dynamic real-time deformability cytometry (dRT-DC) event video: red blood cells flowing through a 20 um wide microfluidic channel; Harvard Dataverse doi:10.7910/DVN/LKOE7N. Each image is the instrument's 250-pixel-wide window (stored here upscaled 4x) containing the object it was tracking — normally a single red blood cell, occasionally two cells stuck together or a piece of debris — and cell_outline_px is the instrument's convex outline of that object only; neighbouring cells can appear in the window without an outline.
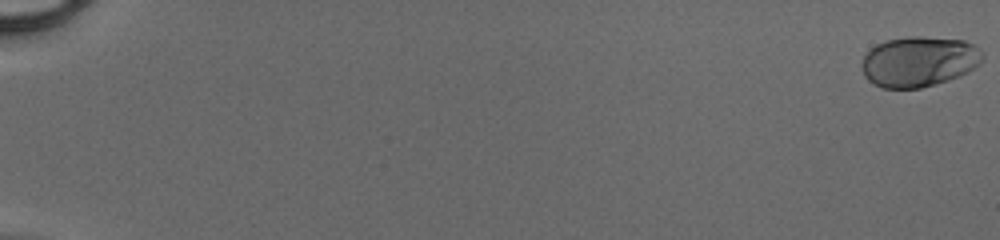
{"species": "human", "species_latin": "Homo sapiens", "temperature_condition": "cold", "stored_images_in_passage": 50, "camera_frame_rate_fps": 3000, "um_per_image_px": 0.085, "donor": {"sex": "male"}, "frame": {"image": 1, "passage_image": 1, "time_ms": 0.0, "image_size_px": [1000, 240], "cell_outline_px": [[984, 60], [980, 64], [968, 72], [960, 76], [948, 80], [920, 88], [884, 88], [872, 84], [864, 76], [860, 64], [864, 56], [876, 44], [888, 40], [912, 36], [920, 36], [964, 40], [980, 48], [984, 56]], "centroid_in_image_um": [78.12, 5.23], "position_along_channel_um": 6.9, "area_um2": 35.66}}
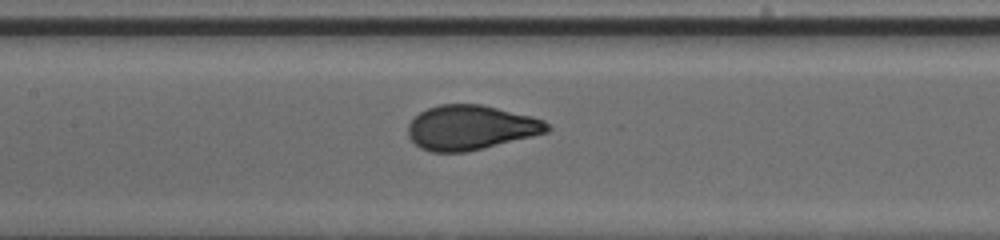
{"frame": {"image": 2, "passage_image": 27, "time_ms": 8.667, "image_size_px": [1000, 240], "cell_outline_px": [[552, 128], [548, 132], [532, 136], [464, 152], [432, 152], [420, 148], [408, 136], [408, 124], [420, 112], [428, 108], [440, 104], [480, 104], [532, 116], [544, 120]], "centroid_in_image_um": [40.0, 10.83], "position_along_channel_um": 167.4, "area_um2": 35.89}}
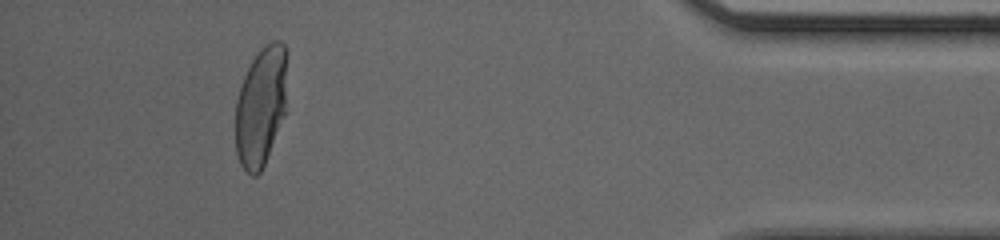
{"frame": {"image": 3, "passage_image": 47, "time_ms": 15.333, "image_size_px": [1000, 240], "cell_outline_px": [[288, 112], [264, 164], [260, 172], [256, 176], [252, 176], [240, 164], [236, 152], [236, 100], [244, 76], [252, 60], [260, 48], [272, 40], [280, 40], [284, 44]], "centroid_in_image_um": [22.21, 9.05], "position_along_channel_um": 413.0, "area_um2": 36.47}}